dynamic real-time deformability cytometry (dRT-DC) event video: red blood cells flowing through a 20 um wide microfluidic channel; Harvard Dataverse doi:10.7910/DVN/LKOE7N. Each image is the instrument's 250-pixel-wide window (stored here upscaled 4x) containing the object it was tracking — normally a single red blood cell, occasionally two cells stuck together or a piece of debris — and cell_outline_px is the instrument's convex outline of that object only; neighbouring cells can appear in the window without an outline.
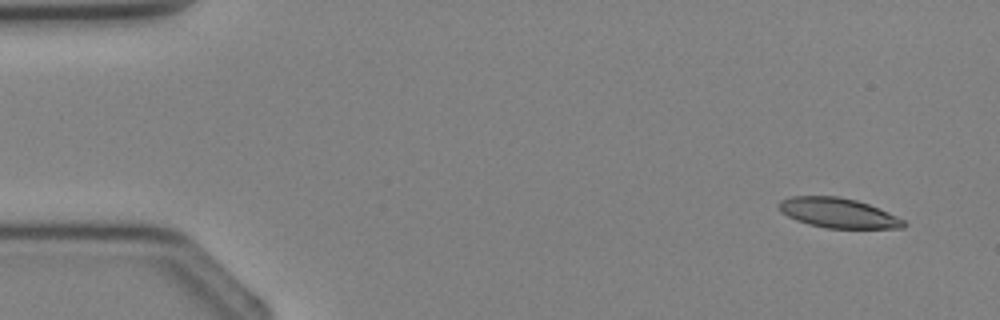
{"species": "Egyptian fruit bat (a non-hibernating species)", "species_latin": "Rousettus aegyptiacus", "temperature_condition": "cold", "stored_images_in_passage": 3, "camera_frame_rate_fps": 3000, "um_per_image_px": 0.085, "animal": {"sex": "female"}, "frame": {"image": 1, "passage_image": 1, "time_ms": 0.0, "image_size_px": [1000, 320], "cell_outline_px": [[908, 224], [904, 228], [824, 228], [808, 224], [796, 220], [780, 212], [776, 204], [780, 200], [792, 196], [836, 196], [856, 200], [868, 204], [896, 216], [904, 220]], "centroid_in_image_um": [71.2, 18.1], "position_along_channel_um": 13.8, "area_um2": 21.73}}
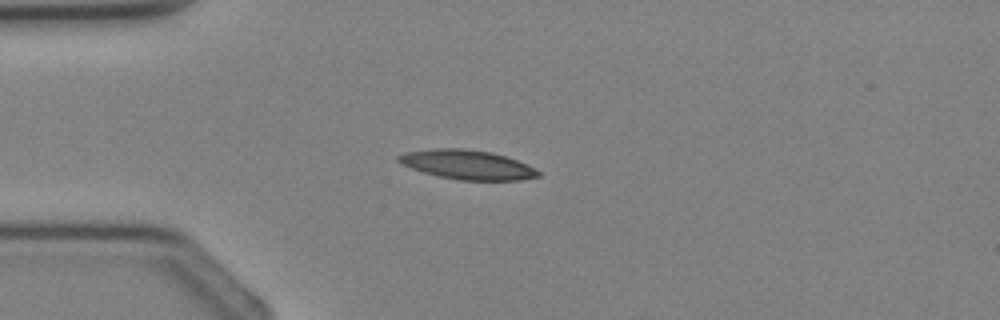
{"frame": {"image": 2, "passage_image": 3, "time_ms": 2.333, "image_size_px": [1000, 320], "cell_outline_px": [[540, 176], [520, 180], [460, 180], [440, 176], [424, 172], [400, 164], [396, 160], [396, 156], [404, 152], [436, 148], [464, 148], [492, 152], [528, 164], [540, 172]], "centroid_in_image_um": [39.7, 13.99], "position_along_channel_um": 45.3, "area_um2": 23.87}}